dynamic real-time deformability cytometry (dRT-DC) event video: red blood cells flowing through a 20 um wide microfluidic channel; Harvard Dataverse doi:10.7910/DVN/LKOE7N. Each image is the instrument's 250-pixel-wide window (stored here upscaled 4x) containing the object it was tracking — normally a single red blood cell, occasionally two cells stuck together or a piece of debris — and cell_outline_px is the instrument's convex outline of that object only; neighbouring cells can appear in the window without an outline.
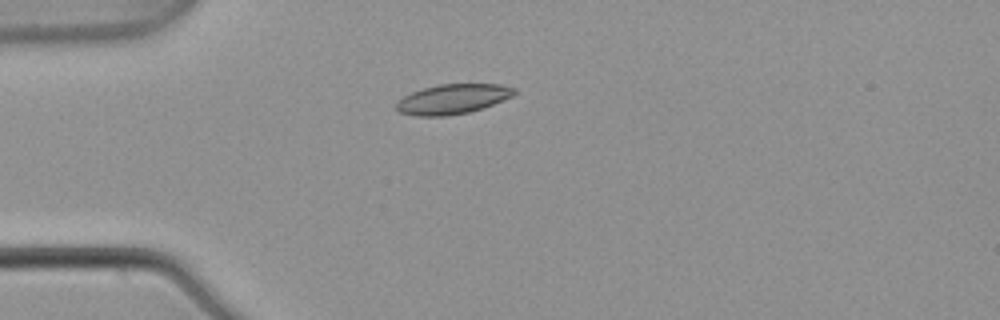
{"species": "common noctule bat (a hibernating species)", "species_latin": "Nyctalus noctula", "temperature_condition": "warm", "stored_images_in_passage": 5, "camera_frame_rate_fps": 3000, "um_per_image_px": 0.085, "animal": {"sex": "male", "body_mass_g": 21.5, "forearm_length_mm": 52.0}, "frame": {"image": 1, "passage_image": 3, "time_ms": 0.667, "image_size_px": [1000, 320], "cell_outline_px": [[516, 92], [512, 96], [484, 108], [468, 112], [448, 116], [416, 116], [400, 112], [396, 108], [396, 104], [404, 96], [412, 92], [424, 88], [440, 84], [500, 84], [516, 88]], "centroid_in_image_um": [38.5, 8.42], "position_along_channel_um": 46.5, "area_um2": 20.4}}
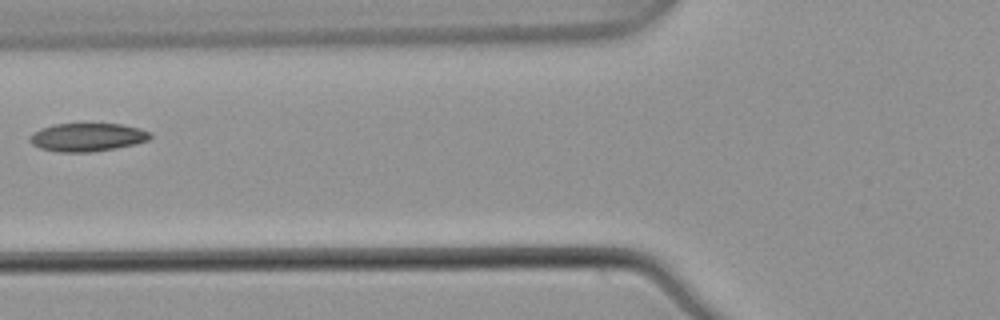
{"frame": {"image": 2, "passage_image": 5, "time_ms": 1.333, "image_size_px": [1000, 320], "cell_outline_px": [[152, 136], [148, 140], [136, 144], [116, 148], [88, 152], [56, 152], [40, 148], [32, 144], [28, 140], [28, 136], [32, 132], [40, 128], [56, 124], [120, 124], [140, 128], [152, 132]], "centroid_in_image_um": [7.41, 11.66], "position_along_channel_um": 118.4, "area_um2": 20.0}}